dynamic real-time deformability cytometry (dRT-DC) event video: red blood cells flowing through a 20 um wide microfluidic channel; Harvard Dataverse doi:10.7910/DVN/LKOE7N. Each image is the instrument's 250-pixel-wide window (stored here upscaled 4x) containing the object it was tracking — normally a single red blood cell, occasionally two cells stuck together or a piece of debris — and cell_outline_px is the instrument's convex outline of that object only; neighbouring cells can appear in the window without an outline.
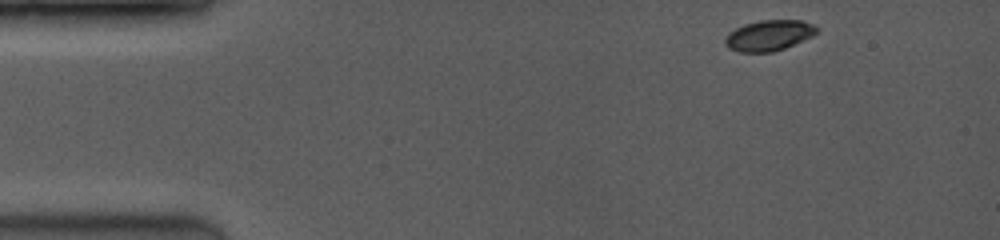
{"species": "common noctule bat (a hibernating species)", "species_latin": "Nyctalus noctula", "temperature_condition": "room temperature", "stored_images_in_passage": 6, "camera_frame_rate_fps": 3500, "um_per_image_px": 0.085, "animal": {"sex": "female", "body_mass_g": 19.0, "forearm_length_mm": 53.3}, "frame": {"image": 1, "passage_image": 1, "time_ms": 0.0, "image_size_px": [1000, 240], "cell_outline_px": [[820, 28], [812, 36], [784, 48], [772, 52], [740, 52], [728, 48], [724, 44], [724, 40], [728, 32], [744, 24], [760, 20], [800, 20], [812, 24]], "centroid_in_image_um": [65.33, 3.01], "position_along_channel_um": 19.7, "area_um2": 16.36}}
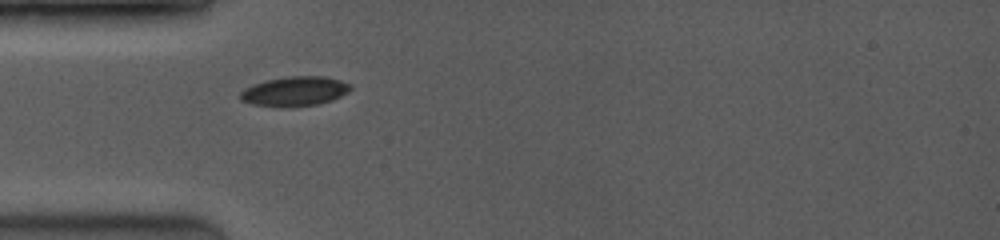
{"frame": {"image": 2, "passage_image": 5, "time_ms": 3.143, "image_size_px": [1000, 240], "cell_outline_px": [[352, 88], [348, 92], [332, 100], [320, 104], [288, 108], [276, 108], [252, 104], [240, 100], [240, 92], [244, 88], [252, 84], [264, 80], [288, 76], [324, 76], [340, 80], [352, 84]], "centroid_in_image_um": [25.03, 7.77], "position_along_channel_um": 60.0, "area_um2": 19.54}}